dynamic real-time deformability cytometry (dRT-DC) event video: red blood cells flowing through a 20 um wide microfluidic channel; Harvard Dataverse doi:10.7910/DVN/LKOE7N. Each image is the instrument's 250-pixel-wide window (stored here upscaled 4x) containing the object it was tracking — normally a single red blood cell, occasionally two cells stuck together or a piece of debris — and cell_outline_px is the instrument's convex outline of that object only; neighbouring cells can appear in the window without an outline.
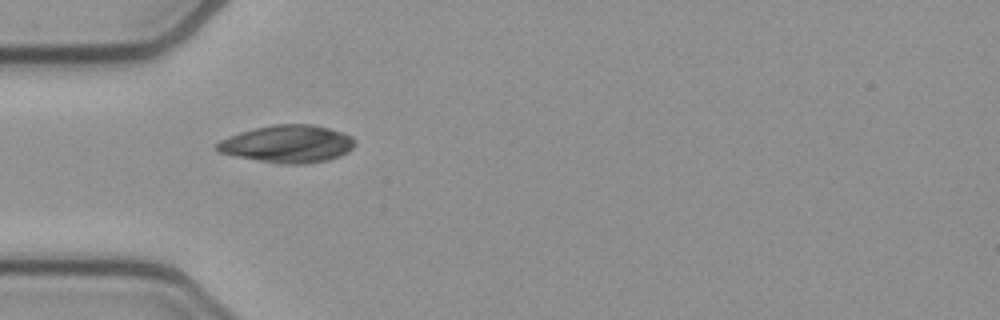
{"species": "common noctule bat (a hibernating species)", "species_latin": "Nyctalus noctula", "temperature_condition": "cold", "stored_images_in_passage": 29, "camera_frame_rate_fps": 3000, "um_per_image_px": 0.085, "animal": {"sex": "female", "body_mass_g": 21.9}, "frame": {"image": 1, "passage_image": 5, "time_ms": 1.333, "image_size_px": [1000, 320], "cell_outline_px": [[348, 144], [340, 152], [328, 156], [252, 156], [236, 152], [312, 132], [332, 132], [348, 140]], "centroid_in_image_um": [25.66, 12.41], "position_along_channel_um": 59.3, "area_um2": 12.6}}
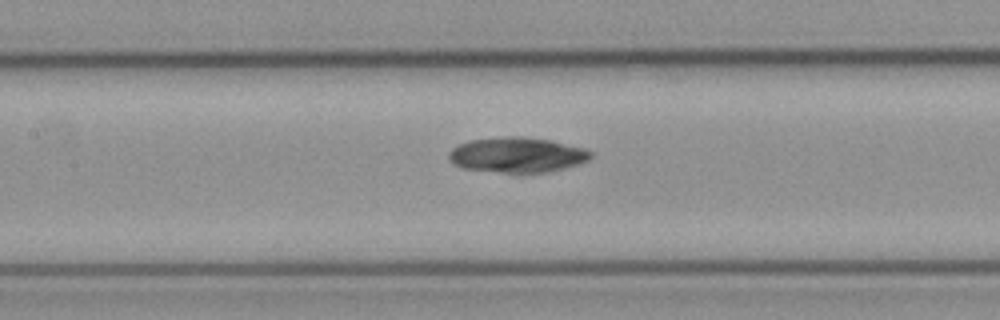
{"frame": {"image": 2, "passage_image": 13, "time_ms": 4.0, "image_size_px": [1000, 320], "cell_outline_px": [[584, 156], [576, 160], [556, 164], [508, 168], [496, 168], [464, 164], [456, 160], [456, 152], [464, 148], [508, 144], [552, 144], [580, 152]], "centroid_in_image_um": [43.91, 13.22], "position_along_channel_um": 163.5, "area_um2": 17.17}}
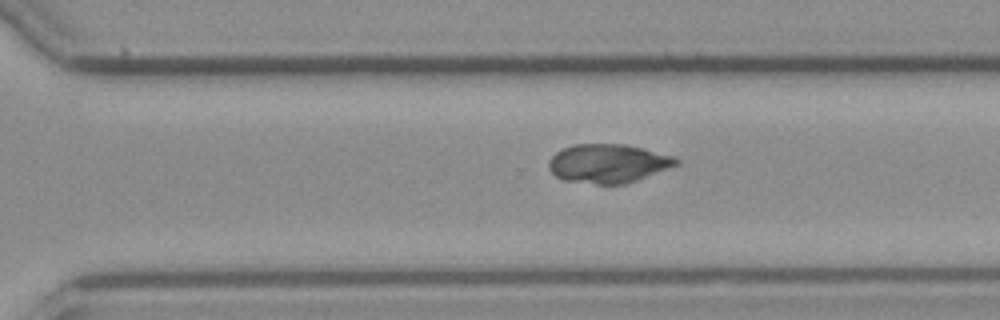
{"frame": {"image": 3, "passage_image": 25, "time_ms": 8.0, "image_size_px": [1000, 320], "cell_outline_px": [[672, 160], [668, 164], [620, 180], [604, 180], [560, 176], [552, 168], [552, 164], [556, 156], [560, 152], [572, 148], [628, 148], [644, 152]], "centroid_in_image_um": [51.46, 13.87], "position_along_channel_um": 319.1, "area_um2": 20.81}}